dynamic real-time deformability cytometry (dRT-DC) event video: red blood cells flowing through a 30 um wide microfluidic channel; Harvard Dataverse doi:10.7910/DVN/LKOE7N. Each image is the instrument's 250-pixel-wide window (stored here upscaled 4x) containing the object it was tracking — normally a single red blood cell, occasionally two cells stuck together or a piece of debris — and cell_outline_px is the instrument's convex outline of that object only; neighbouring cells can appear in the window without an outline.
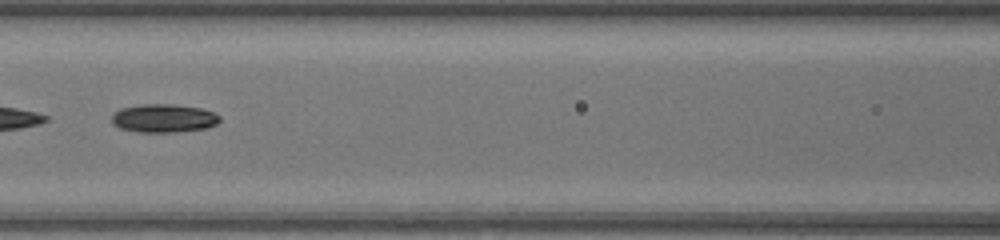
{"species": "common noctule bat (a hibernating species)", "species_latin": "Nyctalus noctula", "temperature_condition": "warm", "stored_images_in_passage": 35, "camera_frame_rate_fps": 3000, "um_per_image_px": 0.085, "animal": {"sex": "female", "body_mass_g": 17.0, "forearm_length_mm": 48.0}, "frame": {"image": 1, "passage_image": 11, "time_ms": 3.333, "image_size_px": [1000, 240], "cell_outline_px": [[220, 120], [216, 124], [208, 128], [176, 132], [136, 132], [120, 128], [112, 124], [112, 116], [120, 108], [140, 104], [172, 104], [200, 108], [212, 112], [220, 116]], "centroid_in_image_um": [13.9, 10.05], "position_along_channel_um": 152.7, "area_um2": 17.92}}